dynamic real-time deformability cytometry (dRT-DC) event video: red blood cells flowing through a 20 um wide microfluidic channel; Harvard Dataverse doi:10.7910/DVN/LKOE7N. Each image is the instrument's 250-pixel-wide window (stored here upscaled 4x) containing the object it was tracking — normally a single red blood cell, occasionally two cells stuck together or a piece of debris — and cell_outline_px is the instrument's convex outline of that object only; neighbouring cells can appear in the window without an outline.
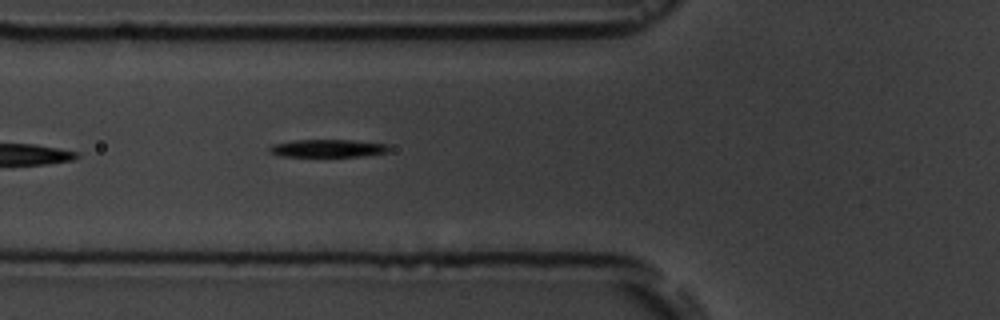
{"species": "common noctule bat (a hibernating species)", "species_latin": "Nyctalus noctula", "temperature_condition": "room temperature", "stored_images_in_passage": 8, "camera_frame_rate_fps": 3000, "um_per_image_px": 0.085, "animal": {"sex": "male", "body_mass_g": 19.5, "forearm_length_mm": 54.6}, "frame": {"image": 1, "passage_image": 8, "time_ms": 8.333, "image_size_px": [1000, 320], "cell_outline_px": [[388, 152], [364, 156], [280, 156], [268, 152], [268, 148], [272, 144], [292, 140], [352, 140], [388, 144]], "centroid_in_image_um": [27.82, 12.6], "position_along_channel_um": 98.0, "area_um2": 12.37}}